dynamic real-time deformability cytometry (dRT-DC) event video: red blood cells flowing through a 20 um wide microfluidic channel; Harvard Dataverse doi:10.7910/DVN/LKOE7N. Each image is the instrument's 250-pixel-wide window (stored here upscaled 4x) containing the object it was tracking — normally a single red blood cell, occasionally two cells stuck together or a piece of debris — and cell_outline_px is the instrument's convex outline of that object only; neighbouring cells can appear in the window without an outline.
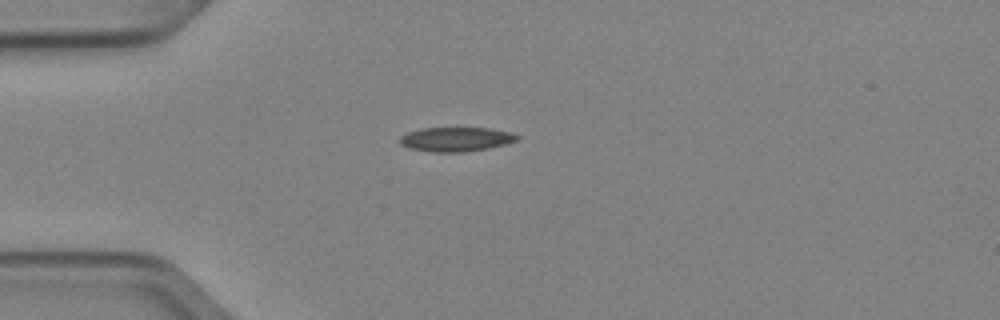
{"species": "Egyptian fruit bat (a non-hibernating species)", "species_latin": "Rousettus aegyptiacus", "temperature_condition": "cold", "stored_images_in_passage": 2, "camera_frame_rate_fps": 3000, "um_per_image_px": 0.085, "animal": {"sex": "female"}, "frame": {"image": 1, "passage_image": 2, "time_ms": 0.333, "image_size_px": [1000, 320], "cell_outline_px": [[520, 140], [488, 148], [464, 152], [432, 152], [408, 148], [400, 144], [400, 136], [408, 132], [420, 128], [488, 128], [508, 132], [520, 136]], "centroid_in_image_um": [38.74, 11.84], "position_along_channel_um": 46.3, "area_um2": 16.59}}